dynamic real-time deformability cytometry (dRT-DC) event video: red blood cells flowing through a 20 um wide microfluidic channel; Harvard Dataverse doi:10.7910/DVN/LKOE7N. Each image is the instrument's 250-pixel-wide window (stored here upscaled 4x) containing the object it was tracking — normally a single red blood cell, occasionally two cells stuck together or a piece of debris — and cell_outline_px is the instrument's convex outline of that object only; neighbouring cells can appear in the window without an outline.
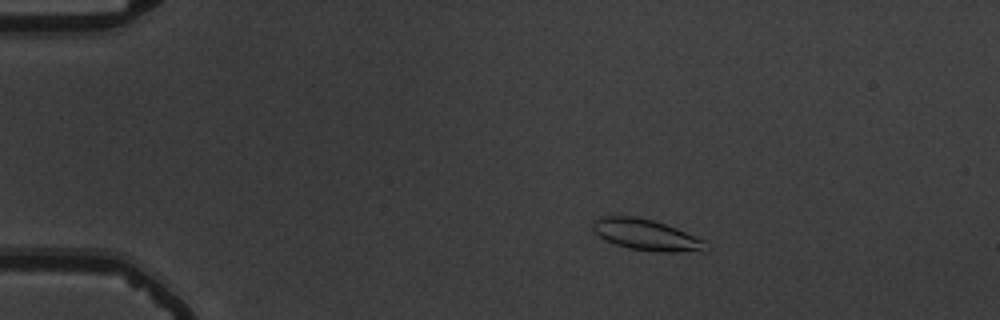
{"species": "common noctule bat (a hibernating species)", "species_latin": "Nyctalus noctula", "temperature_condition": "warm", "stored_images_in_passage": 46, "camera_frame_rate_fps": 3000, "um_per_image_px": 0.085, "animal": {"sex": "male", "body_mass_g": 19.5, "forearm_length_mm": 54.6}, "frame": {"image": 1, "passage_image": 2, "time_ms": 0.333, "image_size_px": [1000, 320], "cell_outline_px": [[704, 252], [656, 252], [628, 248], [616, 244], [600, 236], [592, 228], [592, 220], [600, 216], [632, 216], [652, 220], [676, 228], [704, 240]], "centroid_in_image_um": [54.91, 19.96], "position_along_channel_um": 30.1, "area_um2": 20.23}}
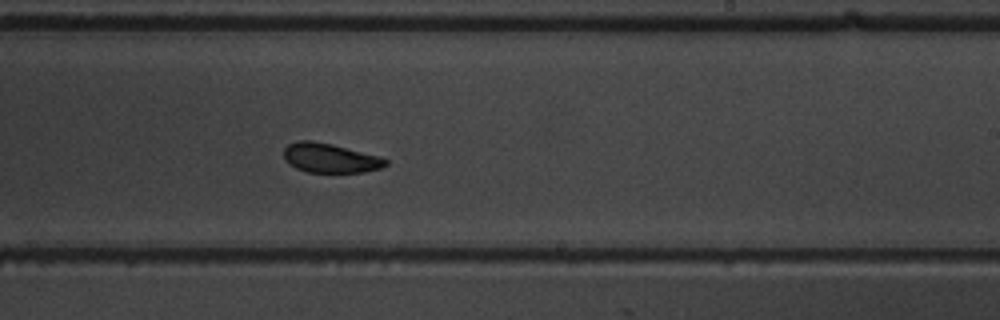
{"frame": {"image": 2, "passage_image": 26, "time_ms": 8.333, "image_size_px": [1000, 320], "cell_outline_px": [[388, 164], [380, 168], [364, 172], [308, 172], [296, 168], [284, 160], [284, 148], [288, 144], [296, 140], [312, 140], [332, 144], [380, 156], [388, 160]], "centroid_in_image_um": [28.05, 13.42], "position_along_channel_um": 261.0, "area_um2": 17.51}}
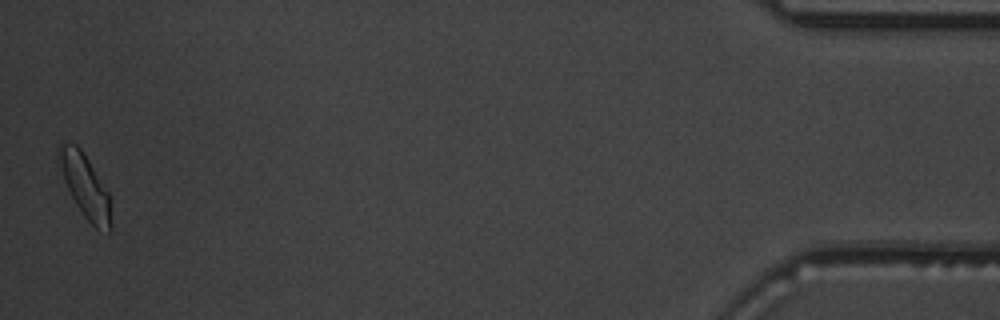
{"frame": {"image": 3, "passage_image": 46, "time_ms": 15.0, "image_size_px": [1000, 320], "cell_outline_px": [[112, 228], [108, 232], [96, 228], [84, 216], [76, 204], [68, 188], [56, 156], [56, 144], [76, 144], [80, 148], [88, 160], [108, 192], [112, 224]], "centroid_in_image_um": [7.23, 15.81], "position_along_channel_um": 428.0, "area_um2": 18.84}, "authors_computed_cell_mechanics": {"area_um2": 18.8139, "velocity_mm_per_s": 3.748, "shape_relaxation_time_tau1_ms": 3.6636, "shape_relaxation_time_tau2_ms": 1.9207, "deformation_change_tau1": 0.0934, "deformation_change_tau2": 0.0637}}